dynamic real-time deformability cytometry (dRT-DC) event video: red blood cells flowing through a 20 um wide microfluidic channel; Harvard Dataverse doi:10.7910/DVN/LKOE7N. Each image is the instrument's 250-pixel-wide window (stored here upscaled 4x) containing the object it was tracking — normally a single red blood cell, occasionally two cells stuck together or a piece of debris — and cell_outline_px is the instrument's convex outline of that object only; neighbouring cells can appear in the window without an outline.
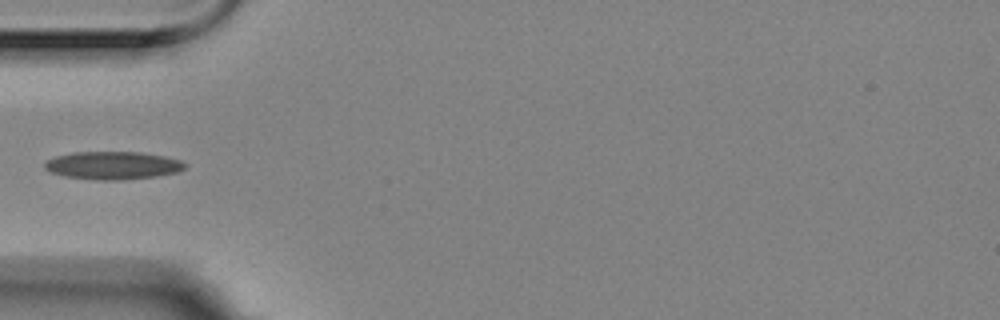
{"species": "Egyptian fruit bat (a non-hibernating species)", "species_latin": "Rousettus aegyptiacus", "temperature_condition": "room temperature", "stored_images_in_passage": 7, "camera_frame_rate_fps": 3000, "um_per_image_px": 0.085, "animal": {"sex": "female"}, "frame": {"image": 1, "passage_image": 3, "time_ms": 0.667, "image_size_px": [1000, 320], "cell_outline_px": [[188, 164], [184, 168], [176, 172], [156, 176], [124, 180], [96, 180], [64, 176], [52, 172], [44, 168], [44, 164], [48, 160], [56, 156], [72, 152], [140, 152], [164, 156], [180, 160]], "centroid_in_image_um": [9.59, 14.06], "position_along_channel_um": 75.4, "area_um2": 22.77}}
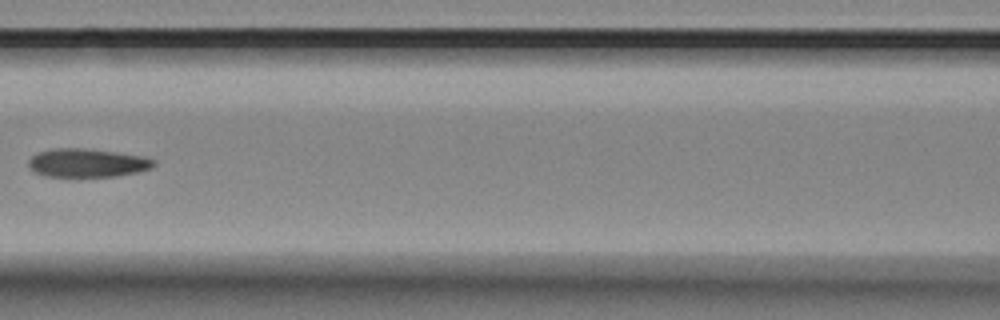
{"frame": {"image": 2, "passage_image": 5, "time_ms": 1.333, "image_size_px": [1000, 320], "cell_outline_px": [[156, 164], [152, 168], [136, 172], [116, 176], [44, 176], [36, 172], [28, 164], [28, 160], [32, 156], [40, 152], [56, 148], [84, 148], [144, 156], [156, 160]], "centroid_in_image_um": [7.45, 13.84], "position_along_channel_um": 159.1, "area_um2": 20.58}}
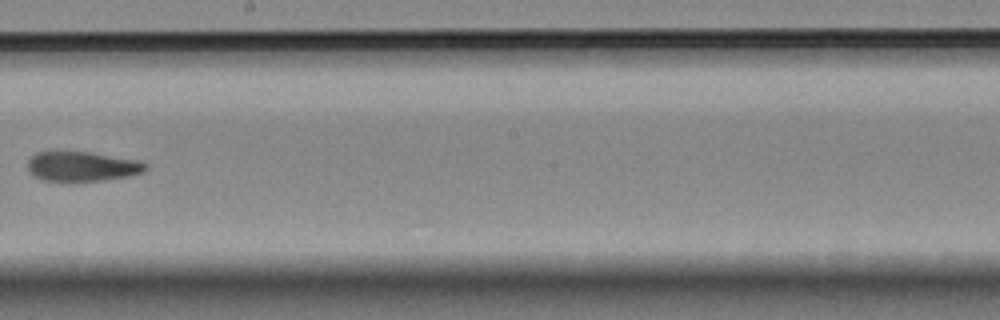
{"frame": {"image": 3, "passage_image": 7, "time_ms": 2.0, "image_size_px": [1000, 320], "cell_outline_px": [[148, 168], [144, 172], [128, 176], [104, 180], [76, 184], [68, 184], [40, 180], [32, 176], [28, 172], [28, 160], [36, 152], [56, 148], [88, 152], [140, 160], [148, 164]], "centroid_in_image_um": [6.89, 14.15], "position_along_channel_um": 241.3, "area_um2": 22.14}}